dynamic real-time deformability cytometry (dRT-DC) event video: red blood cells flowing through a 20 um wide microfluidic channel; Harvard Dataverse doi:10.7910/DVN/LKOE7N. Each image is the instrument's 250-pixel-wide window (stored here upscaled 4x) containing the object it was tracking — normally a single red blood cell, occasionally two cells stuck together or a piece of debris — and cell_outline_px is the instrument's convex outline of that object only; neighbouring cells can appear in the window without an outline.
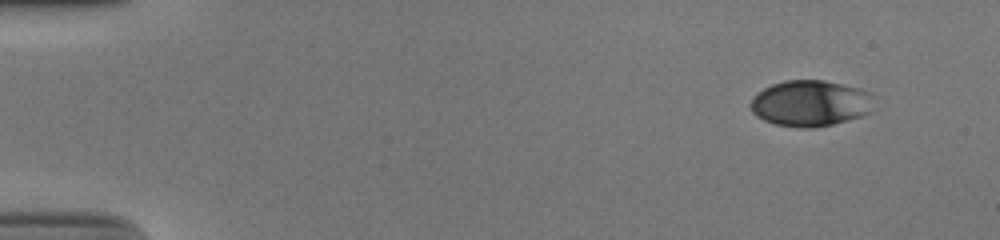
{"species": "human", "species_latin": "Homo sapiens", "temperature_condition": "cold", "stored_images_in_passage": 50, "camera_frame_rate_fps": 3000, "um_per_image_px": 0.085, "donor": {"sex": "male"}, "frame": {"image": 1, "passage_image": 1, "time_ms": 0.0, "image_size_px": [1000, 240], "cell_outline_px": [[872, 112], [860, 116], [832, 124], [816, 128], [800, 128], [776, 124], [764, 120], [756, 116], [752, 112], [748, 104], [752, 96], [764, 88], [772, 84], [784, 80], [824, 80], [872, 92]], "centroid_in_image_um": [68.84, 8.78], "position_along_channel_um": 16.2, "area_um2": 33.29}}
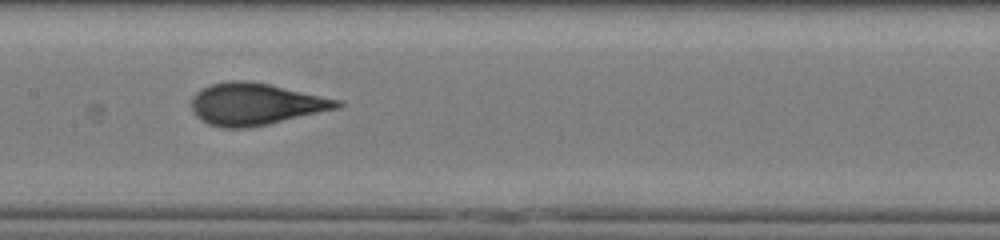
{"frame": {"image": 2, "passage_image": 24, "time_ms": 7.667, "image_size_px": [1000, 240], "cell_outline_px": [[344, 104], [340, 108], [268, 124], [248, 128], [224, 128], [208, 124], [200, 120], [196, 116], [192, 108], [192, 96], [196, 92], [212, 84], [228, 80], [244, 80], [268, 84], [340, 100]], "centroid_in_image_um": [21.71, 8.86], "position_along_channel_um": 185.7, "area_um2": 35.43}}
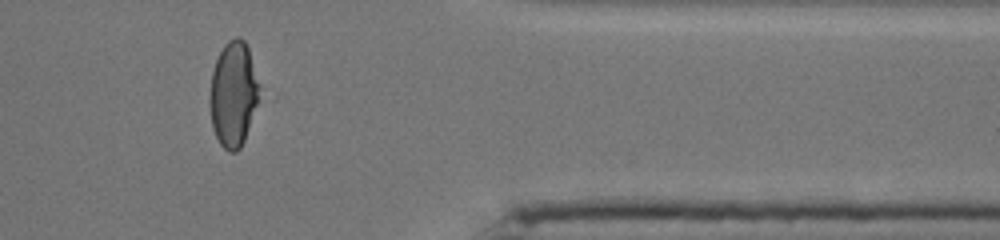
{"frame": {"image": 3, "passage_image": 41, "time_ms": 13.333, "image_size_px": [1000, 240], "cell_outline_px": [[264, 96], [244, 140], [240, 148], [236, 152], [228, 152], [220, 144], [212, 128], [208, 100], [212, 72], [216, 60], [224, 44], [228, 40], [236, 36], [240, 36], [244, 40], [248, 48]], "centroid_in_image_um": [19.88, 8.02], "position_along_channel_um": 391.5, "area_um2": 31.5}}